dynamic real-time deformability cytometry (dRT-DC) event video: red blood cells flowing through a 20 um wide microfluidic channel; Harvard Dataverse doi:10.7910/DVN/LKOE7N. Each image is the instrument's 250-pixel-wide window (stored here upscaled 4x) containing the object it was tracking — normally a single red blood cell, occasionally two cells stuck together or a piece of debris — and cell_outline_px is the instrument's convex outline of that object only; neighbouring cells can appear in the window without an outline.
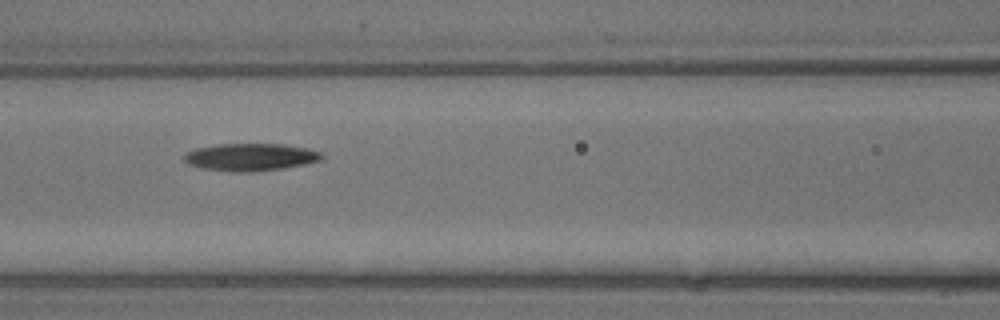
{"species": "common noctule bat (a hibernating species)", "species_latin": "Nyctalus noctula", "temperature_condition": "warm", "stored_images_in_passage": 5, "camera_frame_rate_fps": 3000, "um_per_image_px": 0.085, "animal": {"sex": "male", "body_mass_g": 13.3}, "frame": {"image": 1, "passage_image": 4, "time_ms": 1.0, "image_size_px": [1000, 320], "cell_outline_px": [[316, 156], [308, 160], [288, 164], [256, 168], [240, 168], [200, 160], [196, 156], [204, 152], [232, 148], [280, 148], [308, 152]], "centroid_in_image_um": [21.67, 13.36], "position_along_channel_um": 144.9, "area_um2": 12.48}}